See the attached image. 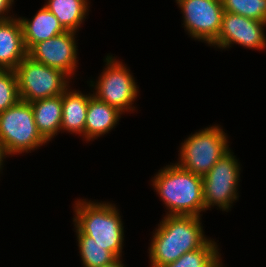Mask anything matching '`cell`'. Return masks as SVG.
Masks as SVG:
<instances>
[{"label": "cell", "mask_w": 266, "mask_h": 267, "mask_svg": "<svg viewBox=\"0 0 266 267\" xmlns=\"http://www.w3.org/2000/svg\"><path fill=\"white\" fill-rule=\"evenodd\" d=\"M5 157H7V153L3 146V143L0 141V169H2L1 165H3V159Z\"/></svg>", "instance_id": "23"}, {"label": "cell", "mask_w": 266, "mask_h": 267, "mask_svg": "<svg viewBox=\"0 0 266 267\" xmlns=\"http://www.w3.org/2000/svg\"><path fill=\"white\" fill-rule=\"evenodd\" d=\"M23 32L24 44L27 52L36 44L48 40L67 30L58 21V18L45 6L32 18H18Z\"/></svg>", "instance_id": "13"}, {"label": "cell", "mask_w": 266, "mask_h": 267, "mask_svg": "<svg viewBox=\"0 0 266 267\" xmlns=\"http://www.w3.org/2000/svg\"><path fill=\"white\" fill-rule=\"evenodd\" d=\"M74 31H66L34 45L28 52L32 60L60 69L70 78L77 69V46Z\"/></svg>", "instance_id": "11"}, {"label": "cell", "mask_w": 266, "mask_h": 267, "mask_svg": "<svg viewBox=\"0 0 266 267\" xmlns=\"http://www.w3.org/2000/svg\"><path fill=\"white\" fill-rule=\"evenodd\" d=\"M26 56L20 20L0 21V70H15Z\"/></svg>", "instance_id": "12"}, {"label": "cell", "mask_w": 266, "mask_h": 267, "mask_svg": "<svg viewBox=\"0 0 266 267\" xmlns=\"http://www.w3.org/2000/svg\"><path fill=\"white\" fill-rule=\"evenodd\" d=\"M216 242L208 240L201 248L183 254L175 262L162 267H222Z\"/></svg>", "instance_id": "18"}, {"label": "cell", "mask_w": 266, "mask_h": 267, "mask_svg": "<svg viewBox=\"0 0 266 267\" xmlns=\"http://www.w3.org/2000/svg\"><path fill=\"white\" fill-rule=\"evenodd\" d=\"M19 98L34 102L60 96L69 89V76L60 69L52 68L26 56L15 69Z\"/></svg>", "instance_id": "6"}, {"label": "cell", "mask_w": 266, "mask_h": 267, "mask_svg": "<svg viewBox=\"0 0 266 267\" xmlns=\"http://www.w3.org/2000/svg\"><path fill=\"white\" fill-rule=\"evenodd\" d=\"M227 135L219 126L207 127L189 136L181 145V168L205 176L229 149Z\"/></svg>", "instance_id": "5"}, {"label": "cell", "mask_w": 266, "mask_h": 267, "mask_svg": "<svg viewBox=\"0 0 266 267\" xmlns=\"http://www.w3.org/2000/svg\"><path fill=\"white\" fill-rule=\"evenodd\" d=\"M35 124L48 142L61 131L62 95L31 102Z\"/></svg>", "instance_id": "15"}, {"label": "cell", "mask_w": 266, "mask_h": 267, "mask_svg": "<svg viewBox=\"0 0 266 267\" xmlns=\"http://www.w3.org/2000/svg\"><path fill=\"white\" fill-rule=\"evenodd\" d=\"M80 91L66 90L62 94V123L61 131H68L84 136L89 98Z\"/></svg>", "instance_id": "16"}, {"label": "cell", "mask_w": 266, "mask_h": 267, "mask_svg": "<svg viewBox=\"0 0 266 267\" xmlns=\"http://www.w3.org/2000/svg\"><path fill=\"white\" fill-rule=\"evenodd\" d=\"M76 232L84 267H102L117 259L110 251L103 249L93 238L83 234L77 227Z\"/></svg>", "instance_id": "19"}, {"label": "cell", "mask_w": 266, "mask_h": 267, "mask_svg": "<svg viewBox=\"0 0 266 267\" xmlns=\"http://www.w3.org/2000/svg\"><path fill=\"white\" fill-rule=\"evenodd\" d=\"M265 25L266 22L224 11L218 38L211 45L224 49L231 47V44H240L253 50H264Z\"/></svg>", "instance_id": "10"}, {"label": "cell", "mask_w": 266, "mask_h": 267, "mask_svg": "<svg viewBox=\"0 0 266 267\" xmlns=\"http://www.w3.org/2000/svg\"><path fill=\"white\" fill-rule=\"evenodd\" d=\"M121 114L117 108L100 101L92 94L87 108L84 138L89 141L108 133L117 124Z\"/></svg>", "instance_id": "14"}, {"label": "cell", "mask_w": 266, "mask_h": 267, "mask_svg": "<svg viewBox=\"0 0 266 267\" xmlns=\"http://www.w3.org/2000/svg\"><path fill=\"white\" fill-rule=\"evenodd\" d=\"M0 141L8 156L31 151L47 143L37 129L30 102L19 100L0 113Z\"/></svg>", "instance_id": "4"}, {"label": "cell", "mask_w": 266, "mask_h": 267, "mask_svg": "<svg viewBox=\"0 0 266 267\" xmlns=\"http://www.w3.org/2000/svg\"><path fill=\"white\" fill-rule=\"evenodd\" d=\"M44 6L67 31L74 32L80 28L89 8L87 0H48Z\"/></svg>", "instance_id": "17"}, {"label": "cell", "mask_w": 266, "mask_h": 267, "mask_svg": "<svg viewBox=\"0 0 266 267\" xmlns=\"http://www.w3.org/2000/svg\"><path fill=\"white\" fill-rule=\"evenodd\" d=\"M184 27L192 38L210 46L218 38L224 13L221 0H182Z\"/></svg>", "instance_id": "9"}, {"label": "cell", "mask_w": 266, "mask_h": 267, "mask_svg": "<svg viewBox=\"0 0 266 267\" xmlns=\"http://www.w3.org/2000/svg\"><path fill=\"white\" fill-rule=\"evenodd\" d=\"M19 98L15 70H0V113L15 105Z\"/></svg>", "instance_id": "21"}, {"label": "cell", "mask_w": 266, "mask_h": 267, "mask_svg": "<svg viewBox=\"0 0 266 267\" xmlns=\"http://www.w3.org/2000/svg\"><path fill=\"white\" fill-rule=\"evenodd\" d=\"M225 12L266 22V0H221Z\"/></svg>", "instance_id": "20"}, {"label": "cell", "mask_w": 266, "mask_h": 267, "mask_svg": "<svg viewBox=\"0 0 266 267\" xmlns=\"http://www.w3.org/2000/svg\"><path fill=\"white\" fill-rule=\"evenodd\" d=\"M197 216L166 215L155 230L149 249L151 267L175 262L183 254L201 248L209 239Z\"/></svg>", "instance_id": "1"}, {"label": "cell", "mask_w": 266, "mask_h": 267, "mask_svg": "<svg viewBox=\"0 0 266 267\" xmlns=\"http://www.w3.org/2000/svg\"><path fill=\"white\" fill-rule=\"evenodd\" d=\"M239 171L240 164L229 150L202 177L205 210L214 205L224 211L231 207L238 198Z\"/></svg>", "instance_id": "8"}, {"label": "cell", "mask_w": 266, "mask_h": 267, "mask_svg": "<svg viewBox=\"0 0 266 267\" xmlns=\"http://www.w3.org/2000/svg\"><path fill=\"white\" fill-rule=\"evenodd\" d=\"M106 57L107 68H104L105 70L95 85L94 81H91L90 86L97 90L93 95L122 113L134 110L135 107H132V104L137 98L139 87H137L130 69L128 70L126 65L124 66L112 55Z\"/></svg>", "instance_id": "7"}, {"label": "cell", "mask_w": 266, "mask_h": 267, "mask_svg": "<svg viewBox=\"0 0 266 267\" xmlns=\"http://www.w3.org/2000/svg\"><path fill=\"white\" fill-rule=\"evenodd\" d=\"M13 2L14 0H0V21L12 18V16L11 17L10 16L6 17V16L8 15V11H10L8 9H10Z\"/></svg>", "instance_id": "22"}, {"label": "cell", "mask_w": 266, "mask_h": 267, "mask_svg": "<svg viewBox=\"0 0 266 267\" xmlns=\"http://www.w3.org/2000/svg\"><path fill=\"white\" fill-rule=\"evenodd\" d=\"M102 267H125L124 264H122L121 258H117L112 263L108 265H104Z\"/></svg>", "instance_id": "24"}, {"label": "cell", "mask_w": 266, "mask_h": 267, "mask_svg": "<svg viewBox=\"0 0 266 267\" xmlns=\"http://www.w3.org/2000/svg\"><path fill=\"white\" fill-rule=\"evenodd\" d=\"M152 182L169 210L167 215L201 217L205 211L202 176L175 163L159 170Z\"/></svg>", "instance_id": "2"}, {"label": "cell", "mask_w": 266, "mask_h": 267, "mask_svg": "<svg viewBox=\"0 0 266 267\" xmlns=\"http://www.w3.org/2000/svg\"><path fill=\"white\" fill-rule=\"evenodd\" d=\"M74 226L93 238L116 258L122 256L124 227L121 216L111 203H94L80 199L75 204Z\"/></svg>", "instance_id": "3"}]
</instances>
